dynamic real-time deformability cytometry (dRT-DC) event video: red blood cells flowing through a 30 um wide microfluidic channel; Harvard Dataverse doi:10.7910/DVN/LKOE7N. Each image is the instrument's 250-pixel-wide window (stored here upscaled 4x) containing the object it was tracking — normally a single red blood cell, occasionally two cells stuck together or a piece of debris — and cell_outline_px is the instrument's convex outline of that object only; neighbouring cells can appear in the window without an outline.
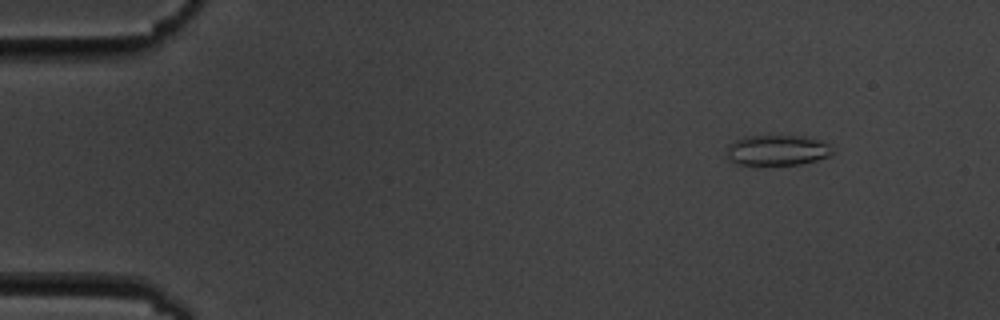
{"species": "common noctule bat (a hibernating species)", "species_latin": "Nyctalus noctula", "temperature_condition": "cold", "stored_images_in_passage": 6, "segment_of_instrument_passage": [1, 2], "camera_frame_rate_fps": 3000, "um_per_image_px": 0.085, "animal": {"sex": "male", "body_mass_g": 19.5, "forearm_length_mm": 54.6}, "frame": {"image": 1, "passage_image": 2, "time_ms": 1.333, "image_size_px": [1000, 320], "cell_outline_px": [[836, 152], [832, 156], [800, 164], [736, 164], [728, 160], [728, 144], [744, 136], [804, 136], [828, 144]], "centroid_in_image_um": [66.09, 12.77], "position_along_channel_um": 18.9, "area_um2": 18.67}}
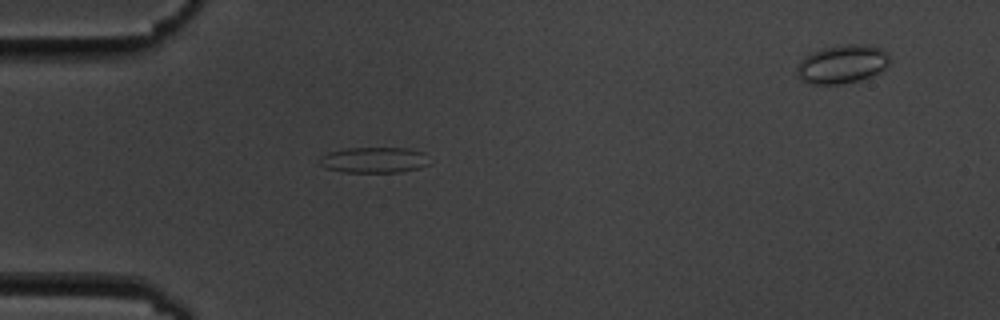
{"frame": {"image": 2, "passage_image": 5, "time_ms": 4.667, "image_size_px": [1000, 320], "cell_outline_px": [[428, 164], [416, 168], [400, 172], [344, 172], [328, 168], [320, 164], [320, 156], [328, 152], [348, 148], [408, 148], [424, 152]], "centroid_in_image_um": [31.77, 13.59], "position_along_channel_um": 53.2, "area_um2": 16.24}}